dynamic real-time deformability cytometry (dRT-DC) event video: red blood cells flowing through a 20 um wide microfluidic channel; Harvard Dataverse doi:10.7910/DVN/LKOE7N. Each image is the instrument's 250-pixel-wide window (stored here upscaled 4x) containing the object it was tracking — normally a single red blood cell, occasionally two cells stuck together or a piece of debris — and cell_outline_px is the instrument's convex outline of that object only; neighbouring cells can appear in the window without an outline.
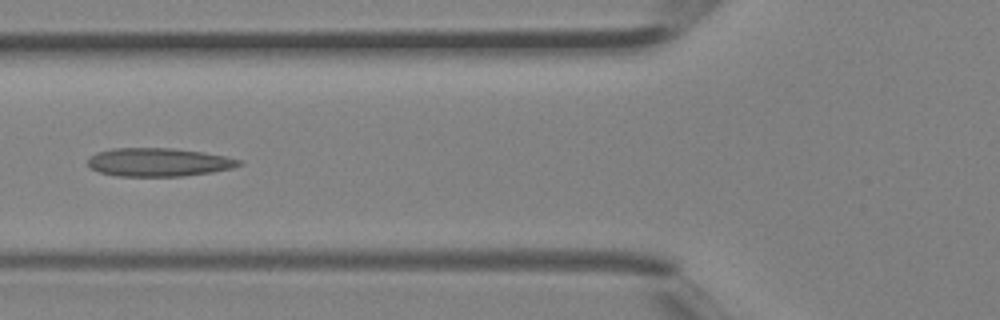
{"species": "Egyptian fruit bat (a non-hibernating species)", "species_latin": "Rousettus aegyptiacus", "temperature_condition": "room temperature", "stored_images_in_passage": 5, "camera_frame_rate_fps": 3000, "um_per_image_px": 0.085, "animal": {"sex": "female"}, "frame": {"image": 1, "passage_image": 5, "time_ms": 1.333, "image_size_px": [1000, 320], "cell_outline_px": [[244, 164], [232, 168], [212, 172], [184, 176], [116, 176], [100, 172], [88, 168], [88, 160], [92, 156], [100, 152], [112, 148], [172, 148], [204, 152], [244, 160]], "centroid_in_image_um": [13.53, 13.79], "position_along_channel_um": 112.3, "area_um2": 25.09}}